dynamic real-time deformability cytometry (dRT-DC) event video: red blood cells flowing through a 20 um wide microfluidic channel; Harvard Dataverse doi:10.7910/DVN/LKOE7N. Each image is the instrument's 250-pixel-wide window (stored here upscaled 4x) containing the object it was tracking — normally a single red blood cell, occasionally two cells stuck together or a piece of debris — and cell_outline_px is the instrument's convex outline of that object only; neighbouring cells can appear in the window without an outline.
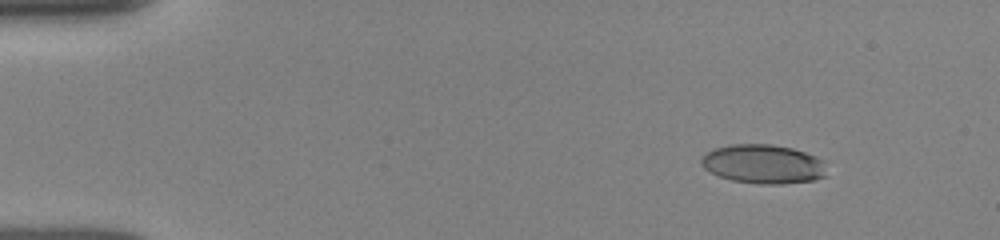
{"species": "human", "species_latin": "Homo sapiens", "temperature_condition": "room temperature", "stored_images_in_passage": 52, "camera_frame_rate_fps": 3000, "um_per_image_px": 0.085, "donor": {"sex": "female"}, "frame": {"image": 1, "passage_image": 7, "time_ms": 2.0, "image_size_px": [1000, 240], "cell_outline_px": [[824, 176], [812, 180], [780, 184], [760, 184], [732, 180], [720, 176], [704, 168], [700, 160], [704, 152], [716, 148], [732, 144], [772, 144], [792, 148], [816, 156], [824, 160]], "centroid_in_image_um": [64.85, 13.93], "position_along_channel_um": 20.1, "area_um2": 28.38}}
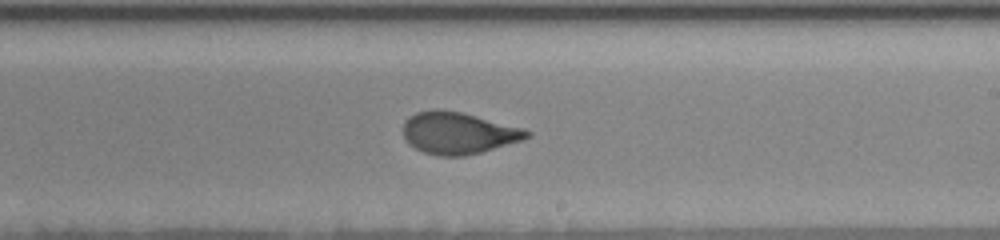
{"frame": {"image": 2, "passage_image": 32, "time_ms": 10.333, "image_size_px": [1000, 240], "cell_outline_px": [[532, 136], [524, 140], [480, 152], [464, 156], [440, 156], [424, 152], [408, 144], [404, 140], [404, 120], [408, 116], [416, 112], [432, 108], [436, 108], [460, 112], [524, 128], [532, 132]], "centroid_in_image_um": [38.95, 11.3], "position_along_channel_um": 250.1, "area_um2": 30.35}}
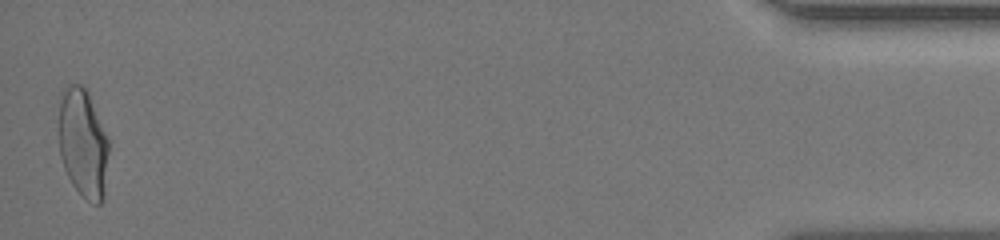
{"frame": {"image": 3, "passage_image": 52, "time_ms": 17.0, "image_size_px": [1000, 240], "cell_outline_px": [[108, 152], [104, 200], [100, 204], [96, 204], [88, 200], [72, 184], [64, 168], [60, 156], [60, 92], [68, 84], [80, 84], [88, 92], [108, 140]], "centroid_in_image_um": [7.06, 12.18], "position_along_channel_um": 428.1, "area_um2": 31.33}, "authors_computed_cell_mechanics": {"area_um2": 30.2294, "velocity_mm_per_s": 3.931, "shape_relaxation_time_tau1_ms": 5.9383, "shape_relaxation_time_tau2_ms": 0.8497, "deformation_change_tau1": 0.1909, "deformation_change_tau2": 0.0642}}